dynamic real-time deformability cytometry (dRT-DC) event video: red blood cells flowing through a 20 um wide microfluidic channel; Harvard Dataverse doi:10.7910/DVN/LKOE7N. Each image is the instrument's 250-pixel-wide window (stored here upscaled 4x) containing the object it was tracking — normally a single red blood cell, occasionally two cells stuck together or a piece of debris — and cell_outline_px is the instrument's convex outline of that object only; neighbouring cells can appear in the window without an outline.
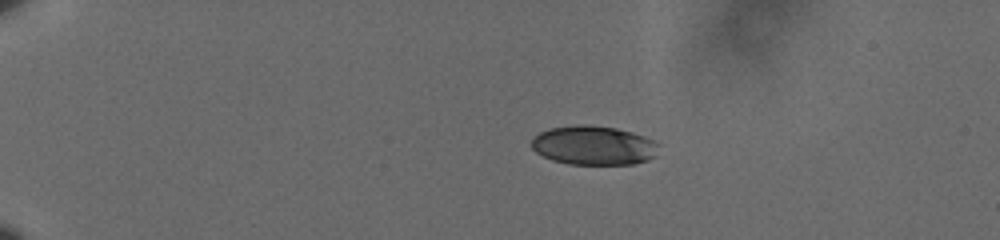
{"species": "human", "species_latin": "Homo sapiens", "temperature_condition": "cold", "stored_images_in_passage": 9, "camera_frame_rate_fps": 3000, "um_per_image_px": 0.085, "donor": {"sex": "male"}, "frame": {"image": 1, "passage_image": 1, "time_ms": 0.0, "image_size_px": [1000, 240], "cell_outline_px": [[656, 144], [652, 156], [648, 160], [632, 164], [568, 164], [552, 160], [536, 152], [532, 148], [532, 140], [540, 132], [552, 128], [576, 124], [580, 124], [616, 128], [632, 132], [644, 136], [652, 140]], "centroid_in_image_um": [50.41, 12.36], "position_along_channel_um": 34.6, "area_um2": 28.5}}
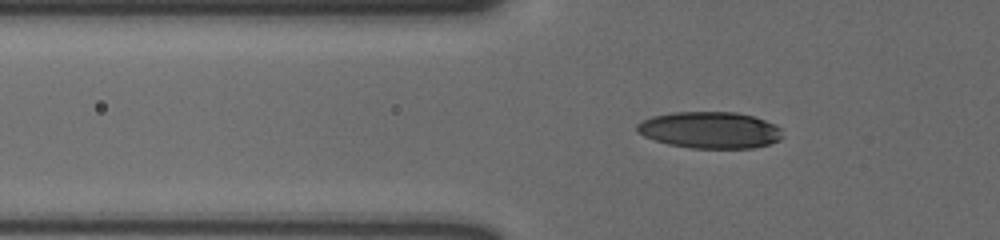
{"frame": {"image": 2, "passage_image": 9, "time_ms": 2.667, "image_size_px": [1000, 240], "cell_outline_px": [[784, 136], [780, 140], [768, 144], [752, 148], [692, 148], [668, 144], [644, 136], [636, 128], [636, 124], [652, 116], [672, 112], [736, 112], [752, 116], [776, 124], [780, 128]], "centroid_in_image_um": [60.38, 11.05], "position_along_channel_um": 65.4, "area_um2": 30.98}}